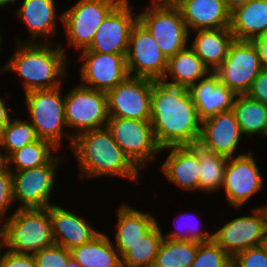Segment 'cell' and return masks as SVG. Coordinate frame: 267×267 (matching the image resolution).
<instances>
[{
    "label": "cell",
    "instance_id": "6da1fadb",
    "mask_svg": "<svg viewBox=\"0 0 267 267\" xmlns=\"http://www.w3.org/2000/svg\"><path fill=\"white\" fill-rule=\"evenodd\" d=\"M150 121L161 148L199 142L202 120L188 88L153 80Z\"/></svg>",
    "mask_w": 267,
    "mask_h": 267
},
{
    "label": "cell",
    "instance_id": "7a4b0ae2",
    "mask_svg": "<svg viewBox=\"0 0 267 267\" xmlns=\"http://www.w3.org/2000/svg\"><path fill=\"white\" fill-rule=\"evenodd\" d=\"M69 149L78 164V180L116 177L140 182L142 170L115 142L107 126L77 135Z\"/></svg>",
    "mask_w": 267,
    "mask_h": 267
},
{
    "label": "cell",
    "instance_id": "3957f363",
    "mask_svg": "<svg viewBox=\"0 0 267 267\" xmlns=\"http://www.w3.org/2000/svg\"><path fill=\"white\" fill-rule=\"evenodd\" d=\"M66 47L59 43L16 42L9 60L0 67V74L15 72L22 79L24 93L53 89L64 84L71 64ZM68 55V56H67ZM63 80V81H62Z\"/></svg>",
    "mask_w": 267,
    "mask_h": 267
},
{
    "label": "cell",
    "instance_id": "277c9868",
    "mask_svg": "<svg viewBox=\"0 0 267 267\" xmlns=\"http://www.w3.org/2000/svg\"><path fill=\"white\" fill-rule=\"evenodd\" d=\"M1 243L7 250L34 255L54 245L48 208L16 209L0 224Z\"/></svg>",
    "mask_w": 267,
    "mask_h": 267
},
{
    "label": "cell",
    "instance_id": "5b68a950",
    "mask_svg": "<svg viewBox=\"0 0 267 267\" xmlns=\"http://www.w3.org/2000/svg\"><path fill=\"white\" fill-rule=\"evenodd\" d=\"M62 88L63 85L24 93L25 107L28 109L27 120L34 127L36 136L38 139L51 142L58 149L62 148L65 138L71 148L74 139L65 121V93L62 94Z\"/></svg>",
    "mask_w": 267,
    "mask_h": 267
},
{
    "label": "cell",
    "instance_id": "8992f818",
    "mask_svg": "<svg viewBox=\"0 0 267 267\" xmlns=\"http://www.w3.org/2000/svg\"><path fill=\"white\" fill-rule=\"evenodd\" d=\"M57 154L40 167L12 172L13 196L16 209L48 208L55 204L52 199L57 188V173L67 155ZM57 172V173H56Z\"/></svg>",
    "mask_w": 267,
    "mask_h": 267
},
{
    "label": "cell",
    "instance_id": "52a82bcc",
    "mask_svg": "<svg viewBox=\"0 0 267 267\" xmlns=\"http://www.w3.org/2000/svg\"><path fill=\"white\" fill-rule=\"evenodd\" d=\"M65 92L64 113L70 135L105 127L109 120L108 98L104 91L75 84ZM74 130V131H73Z\"/></svg>",
    "mask_w": 267,
    "mask_h": 267
},
{
    "label": "cell",
    "instance_id": "ba28073f",
    "mask_svg": "<svg viewBox=\"0 0 267 267\" xmlns=\"http://www.w3.org/2000/svg\"><path fill=\"white\" fill-rule=\"evenodd\" d=\"M107 128L129 159L142 171L161 155L150 120L109 117Z\"/></svg>",
    "mask_w": 267,
    "mask_h": 267
},
{
    "label": "cell",
    "instance_id": "9c48e42d",
    "mask_svg": "<svg viewBox=\"0 0 267 267\" xmlns=\"http://www.w3.org/2000/svg\"><path fill=\"white\" fill-rule=\"evenodd\" d=\"M122 0H77L63 13L67 46L80 52L92 43L97 29Z\"/></svg>",
    "mask_w": 267,
    "mask_h": 267
},
{
    "label": "cell",
    "instance_id": "30bf717a",
    "mask_svg": "<svg viewBox=\"0 0 267 267\" xmlns=\"http://www.w3.org/2000/svg\"><path fill=\"white\" fill-rule=\"evenodd\" d=\"M137 13L167 59L189 46L190 32L179 8L145 6Z\"/></svg>",
    "mask_w": 267,
    "mask_h": 267
},
{
    "label": "cell",
    "instance_id": "8fae6325",
    "mask_svg": "<svg viewBox=\"0 0 267 267\" xmlns=\"http://www.w3.org/2000/svg\"><path fill=\"white\" fill-rule=\"evenodd\" d=\"M245 215L225 222L215 232L213 240L231 257L249 248L266 244L267 215L259 205Z\"/></svg>",
    "mask_w": 267,
    "mask_h": 267
},
{
    "label": "cell",
    "instance_id": "7c38bea8",
    "mask_svg": "<svg viewBox=\"0 0 267 267\" xmlns=\"http://www.w3.org/2000/svg\"><path fill=\"white\" fill-rule=\"evenodd\" d=\"M256 160L251 150L244 155L228 158L221 190L225 193L226 203L236 211H240L265 187V179Z\"/></svg>",
    "mask_w": 267,
    "mask_h": 267
},
{
    "label": "cell",
    "instance_id": "4fadbf2b",
    "mask_svg": "<svg viewBox=\"0 0 267 267\" xmlns=\"http://www.w3.org/2000/svg\"><path fill=\"white\" fill-rule=\"evenodd\" d=\"M262 68L255 43L248 40H234L227 57L215 73L220 82L239 95L249 91Z\"/></svg>",
    "mask_w": 267,
    "mask_h": 267
},
{
    "label": "cell",
    "instance_id": "5bb4252c",
    "mask_svg": "<svg viewBox=\"0 0 267 267\" xmlns=\"http://www.w3.org/2000/svg\"><path fill=\"white\" fill-rule=\"evenodd\" d=\"M129 76L162 80L167 70L168 59L157 45L148 29L139 21L130 33L126 54Z\"/></svg>",
    "mask_w": 267,
    "mask_h": 267
},
{
    "label": "cell",
    "instance_id": "9a60e30c",
    "mask_svg": "<svg viewBox=\"0 0 267 267\" xmlns=\"http://www.w3.org/2000/svg\"><path fill=\"white\" fill-rule=\"evenodd\" d=\"M153 80L128 76L107 92L109 117L150 120Z\"/></svg>",
    "mask_w": 267,
    "mask_h": 267
},
{
    "label": "cell",
    "instance_id": "2e32d148",
    "mask_svg": "<svg viewBox=\"0 0 267 267\" xmlns=\"http://www.w3.org/2000/svg\"><path fill=\"white\" fill-rule=\"evenodd\" d=\"M81 62L78 83L98 91L108 92L128 76L126 54L79 52Z\"/></svg>",
    "mask_w": 267,
    "mask_h": 267
},
{
    "label": "cell",
    "instance_id": "e0dca14e",
    "mask_svg": "<svg viewBox=\"0 0 267 267\" xmlns=\"http://www.w3.org/2000/svg\"><path fill=\"white\" fill-rule=\"evenodd\" d=\"M130 0H122L97 29L90 46L84 50L99 53L127 54L130 33L138 13ZM134 10V11H133Z\"/></svg>",
    "mask_w": 267,
    "mask_h": 267
},
{
    "label": "cell",
    "instance_id": "ac0fdd59",
    "mask_svg": "<svg viewBox=\"0 0 267 267\" xmlns=\"http://www.w3.org/2000/svg\"><path fill=\"white\" fill-rule=\"evenodd\" d=\"M55 2L57 0H22V4L15 7L14 14L26 26L30 37L25 40L15 37V42L59 43L53 37H57L58 23L63 22V13L58 14Z\"/></svg>",
    "mask_w": 267,
    "mask_h": 267
},
{
    "label": "cell",
    "instance_id": "d6986e66",
    "mask_svg": "<svg viewBox=\"0 0 267 267\" xmlns=\"http://www.w3.org/2000/svg\"><path fill=\"white\" fill-rule=\"evenodd\" d=\"M243 138L236 115L230 110L202 120L198 144L218 155L232 158L248 153L237 151Z\"/></svg>",
    "mask_w": 267,
    "mask_h": 267
},
{
    "label": "cell",
    "instance_id": "ffe728a7",
    "mask_svg": "<svg viewBox=\"0 0 267 267\" xmlns=\"http://www.w3.org/2000/svg\"><path fill=\"white\" fill-rule=\"evenodd\" d=\"M49 214L54 243L67 250L87 244L101 232L86 221L82 214L73 212L66 206L52 204Z\"/></svg>",
    "mask_w": 267,
    "mask_h": 267
},
{
    "label": "cell",
    "instance_id": "44dd1931",
    "mask_svg": "<svg viewBox=\"0 0 267 267\" xmlns=\"http://www.w3.org/2000/svg\"><path fill=\"white\" fill-rule=\"evenodd\" d=\"M168 155L160 163L159 171L181 191H199L198 152L191 145L169 146L161 149V154ZM165 153V154H164Z\"/></svg>",
    "mask_w": 267,
    "mask_h": 267
},
{
    "label": "cell",
    "instance_id": "7402d4cb",
    "mask_svg": "<svg viewBox=\"0 0 267 267\" xmlns=\"http://www.w3.org/2000/svg\"><path fill=\"white\" fill-rule=\"evenodd\" d=\"M188 90L201 120L220 112L233 110L237 97L234 91L219 81L215 72H209Z\"/></svg>",
    "mask_w": 267,
    "mask_h": 267
},
{
    "label": "cell",
    "instance_id": "603a6c76",
    "mask_svg": "<svg viewBox=\"0 0 267 267\" xmlns=\"http://www.w3.org/2000/svg\"><path fill=\"white\" fill-rule=\"evenodd\" d=\"M116 211L115 235L111 238L115 249L122 256L130 245L139 242L156 225L158 219L154 214L135 208L127 202L121 203Z\"/></svg>",
    "mask_w": 267,
    "mask_h": 267
},
{
    "label": "cell",
    "instance_id": "cb8c5ba5",
    "mask_svg": "<svg viewBox=\"0 0 267 267\" xmlns=\"http://www.w3.org/2000/svg\"><path fill=\"white\" fill-rule=\"evenodd\" d=\"M190 32L230 28L231 10L227 0H183L178 7Z\"/></svg>",
    "mask_w": 267,
    "mask_h": 267
},
{
    "label": "cell",
    "instance_id": "d4e9b609",
    "mask_svg": "<svg viewBox=\"0 0 267 267\" xmlns=\"http://www.w3.org/2000/svg\"><path fill=\"white\" fill-rule=\"evenodd\" d=\"M189 46L201 58L204 65L215 72L229 53L235 38L230 28L197 30Z\"/></svg>",
    "mask_w": 267,
    "mask_h": 267
},
{
    "label": "cell",
    "instance_id": "484cf974",
    "mask_svg": "<svg viewBox=\"0 0 267 267\" xmlns=\"http://www.w3.org/2000/svg\"><path fill=\"white\" fill-rule=\"evenodd\" d=\"M230 30L235 40L252 41L267 34V0H252L231 11Z\"/></svg>",
    "mask_w": 267,
    "mask_h": 267
},
{
    "label": "cell",
    "instance_id": "4316f807",
    "mask_svg": "<svg viewBox=\"0 0 267 267\" xmlns=\"http://www.w3.org/2000/svg\"><path fill=\"white\" fill-rule=\"evenodd\" d=\"M209 72L201 58L188 46L168 59L167 70L161 81L168 85L189 88Z\"/></svg>",
    "mask_w": 267,
    "mask_h": 267
},
{
    "label": "cell",
    "instance_id": "83f0119b",
    "mask_svg": "<svg viewBox=\"0 0 267 267\" xmlns=\"http://www.w3.org/2000/svg\"><path fill=\"white\" fill-rule=\"evenodd\" d=\"M71 257L82 267H120L121 256L115 249L111 237L101 231L87 244L70 250Z\"/></svg>",
    "mask_w": 267,
    "mask_h": 267
},
{
    "label": "cell",
    "instance_id": "f1b7e54d",
    "mask_svg": "<svg viewBox=\"0 0 267 267\" xmlns=\"http://www.w3.org/2000/svg\"><path fill=\"white\" fill-rule=\"evenodd\" d=\"M233 112L243 136L250 140L257 135L267 137V104L254 100L247 94H239Z\"/></svg>",
    "mask_w": 267,
    "mask_h": 267
},
{
    "label": "cell",
    "instance_id": "f546056e",
    "mask_svg": "<svg viewBox=\"0 0 267 267\" xmlns=\"http://www.w3.org/2000/svg\"><path fill=\"white\" fill-rule=\"evenodd\" d=\"M198 152L199 193L211 194L221 190L228 158L204 149L198 143L191 145Z\"/></svg>",
    "mask_w": 267,
    "mask_h": 267
},
{
    "label": "cell",
    "instance_id": "4dcf8cb0",
    "mask_svg": "<svg viewBox=\"0 0 267 267\" xmlns=\"http://www.w3.org/2000/svg\"><path fill=\"white\" fill-rule=\"evenodd\" d=\"M59 149L51 142L37 139L12 153L3 163L11 172L40 167L47 164Z\"/></svg>",
    "mask_w": 267,
    "mask_h": 267
},
{
    "label": "cell",
    "instance_id": "1f68e13d",
    "mask_svg": "<svg viewBox=\"0 0 267 267\" xmlns=\"http://www.w3.org/2000/svg\"><path fill=\"white\" fill-rule=\"evenodd\" d=\"M162 224L157 225L146 234L139 242L130 245V248L121 256L124 267H152L159 246L163 240L161 233Z\"/></svg>",
    "mask_w": 267,
    "mask_h": 267
},
{
    "label": "cell",
    "instance_id": "d6a6232c",
    "mask_svg": "<svg viewBox=\"0 0 267 267\" xmlns=\"http://www.w3.org/2000/svg\"><path fill=\"white\" fill-rule=\"evenodd\" d=\"M197 255V242L163 238L152 267H190Z\"/></svg>",
    "mask_w": 267,
    "mask_h": 267
},
{
    "label": "cell",
    "instance_id": "836d02e7",
    "mask_svg": "<svg viewBox=\"0 0 267 267\" xmlns=\"http://www.w3.org/2000/svg\"><path fill=\"white\" fill-rule=\"evenodd\" d=\"M37 139L34 127L27 118H12L0 135V162H4L12 153Z\"/></svg>",
    "mask_w": 267,
    "mask_h": 267
},
{
    "label": "cell",
    "instance_id": "e575fe53",
    "mask_svg": "<svg viewBox=\"0 0 267 267\" xmlns=\"http://www.w3.org/2000/svg\"><path fill=\"white\" fill-rule=\"evenodd\" d=\"M179 214L180 215H178V216H180V217L176 216V218H179V221L181 220L180 222H182L186 219V222L191 220L192 223L189 225V223H190L189 222L187 224V227H185L186 226L185 221L183 222V225H181L180 222L178 220H176L174 226H176L179 222V224L175 227L177 229L171 230L170 232H164L163 229L161 230L163 238L171 239V240H190V241H195L198 243L208 242V241L213 239V231L211 232L210 230H207V229L205 230L201 227L202 226L201 225L202 220L199 219V217H196L197 214H194L195 216L189 215L188 213H184V214L179 213ZM196 218H198V219H196ZM192 220H197L198 223H197V221H195V223H194V221H192ZM180 225L183 227H181Z\"/></svg>",
    "mask_w": 267,
    "mask_h": 267
},
{
    "label": "cell",
    "instance_id": "d590c367",
    "mask_svg": "<svg viewBox=\"0 0 267 267\" xmlns=\"http://www.w3.org/2000/svg\"><path fill=\"white\" fill-rule=\"evenodd\" d=\"M190 267H232V258L213 239L197 242V255Z\"/></svg>",
    "mask_w": 267,
    "mask_h": 267
},
{
    "label": "cell",
    "instance_id": "8d00e7d4",
    "mask_svg": "<svg viewBox=\"0 0 267 267\" xmlns=\"http://www.w3.org/2000/svg\"><path fill=\"white\" fill-rule=\"evenodd\" d=\"M14 203L12 172L0 162V224L13 214L9 209L15 207Z\"/></svg>",
    "mask_w": 267,
    "mask_h": 267
},
{
    "label": "cell",
    "instance_id": "74e56055",
    "mask_svg": "<svg viewBox=\"0 0 267 267\" xmlns=\"http://www.w3.org/2000/svg\"><path fill=\"white\" fill-rule=\"evenodd\" d=\"M33 256L36 267H66L72 258L70 250L56 244L40 250Z\"/></svg>",
    "mask_w": 267,
    "mask_h": 267
},
{
    "label": "cell",
    "instance_id": "f35d334b",
    "mask_svg": "<svg viewBox=\"0 0 267 267\" xmlns=\"http://www.w3.org/2000/svg\"><path fill=\"white\" fill-rule=\"evenodd\" d=\"M232 267H267V245L239 252L232 258Z\"/></svg>",
    "mask_w": 267,
    "mask_h": 267
},
{
    "label": "cell",
    "instance_id": "ab89813d",
    "mask_svg": "<svg viewBox=\"0 0 267 267\" xmlns=\"http://www.w3.org/2000/svg\"><path fill=\"white\" fill-rule=\"evenodd\" d=\"M0 267H36L33 255L18 254L1 246Z\"/></svg>",
    "mask_w": 267,
    "mask_h": 267
},
{
    "label": "cell",
    "instance_id": "60d3db41",
    "mask_svg": "<svg viewBox=\"0 0 267 267\" xmlns=\"http://www.w3.org/2000/svg\"><path fill=\"white\" fill-rule=\"evenodd\" d=\"M246 94L254 100L267 104V67L262 68Z\"/></svg>",
    "mask_w": 267,
    "mask_h": 267
},
{
    "label": "cell",
    "instance_id": "b9f144b4",
    "mask_svg": "<svg viewBox=\"0 0 267 267\" xmlns=\"http://www.w3.org/2000/svg\"><path fill=\"white\" fill-rule=\"evenodd\" d=\"M8 102L7 98L1 96L0 94V135L4 127L8 124V122L12 119V117L16 116L15 112H11V107H8L6 103ZM11 112V113H10ZM12 116V117H11Z\"/></svg>",
    "mask_w": 267,
    "mask_h": 267
},
{
    "label": "cell",
    "instance_id": "7bdbcfd3",
    "mask_svg": "<svg viewBox=\"0 0 267 267\" xmlns=\"http://www.w3.org/2000/svg\"><path fill=\"white\" fill-rule=\"evenodd\" d=\"M252 41L258 49L262 67H267V34Z\"/></svg>",
    "mask_w": 267,
    "mask_h": 267
},
{
    "label": "cell",
    "instance_id": "ee69618b",
    "mask_svg": "<svg viewBox=\"0 0 267 267\" xmlns=\"http://www.w3.org/2000/svg\"><path fill=\"white\" fill-rule=\"evenodd\" d=\"M183 0H150L151 7H168V8H178Z\"/></svg>",
    "mask_w": 267,
    "mask_h": 267
},
{
    "label": "cell",
    "instance_id": "f6af8a7d",
    "mask_svg": "<svg viewBox=\"0 0 267 267\" xmlns=\"http://www.w3.org/2000/svg\"><path fill=\"white\" fill-rule=\"evenodd\" d=\"M230 10L232 11L235 7L246 4L252 0H227Z\"/></svg>",
    "mask_w": 267,
    "mask_h": 267
},
{
    "label": "cell",
    "instance_id": "bcb514c9",
    "mask_svg": "<svg viewBox=\"0 0 267 267\" xmlns=\"http://www.w3.org/2000/svg\"><path fill=\"white\" fill-rule=\"evenodd\" d=\"M18 1H21V0H0V9L2 8L3 10V8L5 9L6 6L8 7V5L13 6V4L17 3Z\"/></svg>",
    "mask_w": 267,
    "mask_h": 267
},
{
    "label": "cell",
    "instance_id": "7dc6e473",
    "mask_svg": "<svg viewBox=\"0 0 267 267\" xmlns=\"http://www.w3.org/2000/svg\"><path fill=\"white\" fill-rule=\"evenodd\" d=\"M66 267H82L76 260L71 258Z\"/></svg>",
    "mask_w": 267,
    "mask_h": 267
},
{
    "label": "cell",
    "instance_id": "c3c4849f",
    "mask_svg": "<svg viewBox=\"0 0 267 267\" xmlns=\"http://www.w3.org/2000/svg\"><path fill=\"white\" fill-rule=\"evenodd\" d=\"M2 35H3V34H2V31L0 30V53H1L2 49H3V48H2V47H3V45H2V44H3V43H2V42H3V36H2Z\"/></svg>",
    "mask_w": 267,
    "mask_h": 267
},
{
    "label": "cell",
    "instance_id": "681fc988",
    "mask_svg": "<svg viewBox=\"0 0 267 267\" xmlns=\"http://www.w3.org/2000/svg\"><path fill=\"white\" fill-rule=\"evenodd\" d=\"M262 206L264 207L266 215H267V202H265V204H262Z\"/></svg>",
    "mask_w": 267,
    "mask_h": 267
}]
</instances>
